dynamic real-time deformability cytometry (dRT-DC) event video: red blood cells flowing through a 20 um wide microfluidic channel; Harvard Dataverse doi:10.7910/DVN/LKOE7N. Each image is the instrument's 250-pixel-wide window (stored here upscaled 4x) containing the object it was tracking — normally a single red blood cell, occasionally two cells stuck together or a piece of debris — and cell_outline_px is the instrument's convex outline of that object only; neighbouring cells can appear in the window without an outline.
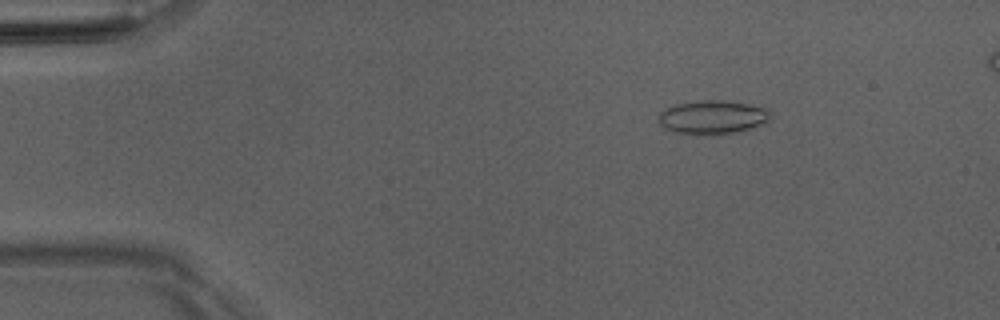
{"species": "Egyptian fruit bat (a non-hibernating species)", "species_latin": "Rousettus aegyptiacus", "temperature_condition": "room temperature", "stored_images_in_passage": 52, "segment_of_instrument_passage": [1, 2], "camera_frame_rate_fps": 3000, "um_per_image_px": 0.085, "animal": {"sex": "male"}, "frame": {"image": 1, "passage_image": 8, "time_ms": 2.333, "image_size_px": [1000, 320], "cell_outline_px": [[768, 120], [764, 124], [752, 128], [720, 136], [672, 132], [664, 128], [660, 124], [660, 112], [672, 104], [704, 100], [724, 100], [764, 108], [768, 112]], "centroid_in_image_um": [60.52, 9.98], "position_along_channel_um": 24.5, "area_um2": 21.96}}
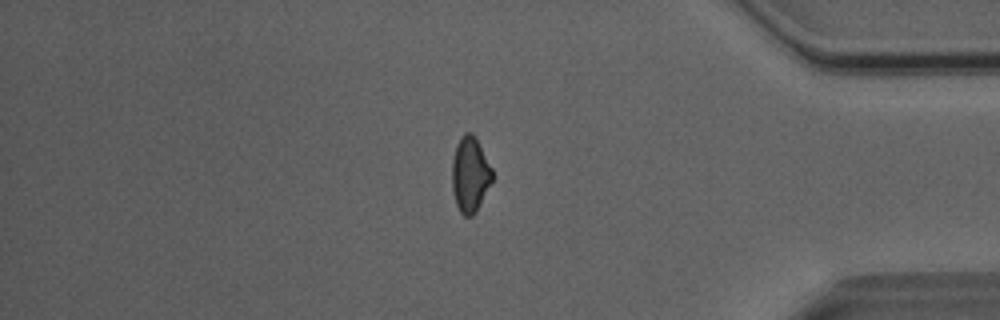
{"frame": {"image": 2, "passage_image": 43, "time_ms": 14.0, "image_size_px": [1000, 320], "cell_outline_px": [[492, 180], [476, 212], [472, 216], [464, 216], [460, 212], [456, 204], [452, 192], [452, 160], [456, 144], [460, 136], [464, 132], [472, 132], [476, 136], [492, 168]], "centroid_in_image_um": [39.94, 14.8], "position_along_channel_um": 395.3, "area_um2": 17.86}}
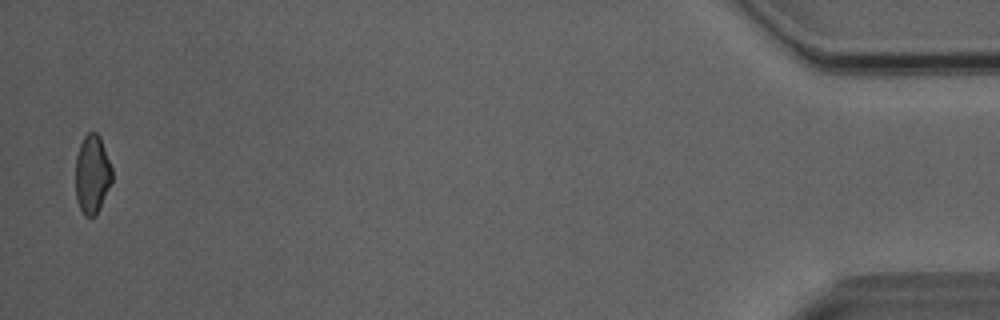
{"frame": {"image": 3, "passage_image": 50, "time_ms": 16.333, "image_size_px": [1000, 320], "cell_outline_px": [[112, 180], [100, 208], [92, 216], [84, 216], [76, 200], [76, 156], [80, 144], [84, 136], [88, 132], [96, 132], [100, 136], [112, 168]], "centroid_in_image_um": [7.83, 14.79], "position_along_channel_um": 427.4, "area_um2": 16.65}}